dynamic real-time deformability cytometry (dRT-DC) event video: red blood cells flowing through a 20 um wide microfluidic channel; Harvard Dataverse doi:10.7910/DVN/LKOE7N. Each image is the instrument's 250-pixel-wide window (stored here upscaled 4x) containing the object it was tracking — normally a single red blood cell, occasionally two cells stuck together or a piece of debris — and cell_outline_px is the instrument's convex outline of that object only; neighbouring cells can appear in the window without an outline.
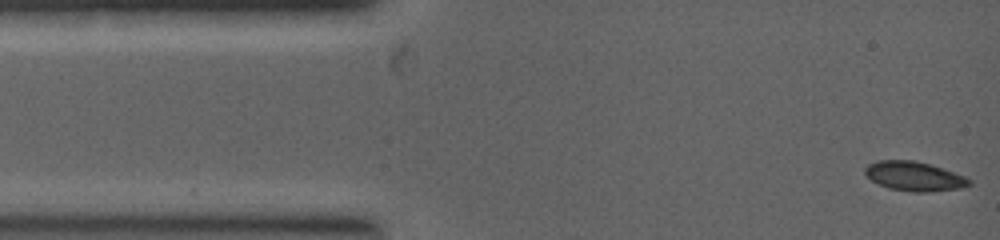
{"species": "common noctule bat (a hibernating species)", "species_latin": "Nyctalus noctula", "temperature_condition": "warm", "stored_images_in_passage": 26, "camera_frame_rate_fps": 5000, "um_per_image_px": 0.085, "animal": {"sex": "female", "body_mass_g": 19.0, "forearm_length_mm": 53.3}, "frame": {"image": 1, "passage_image": 1, "time_ms": 0.0, "image_size_px": [1000, 240], "cell_outline_px": [[972, 184], [960, 188], [924, 192], [912, 192], [888, 188], [872, 180], [864, 172], [864, 168], [868, 164], [876, 160], [916, 160], [964, 176], [972, 180]], "centroid_in_image_um": [77.69, 14.98], "position_along_channel_um": 7.3, "area_um2": 17.63}}
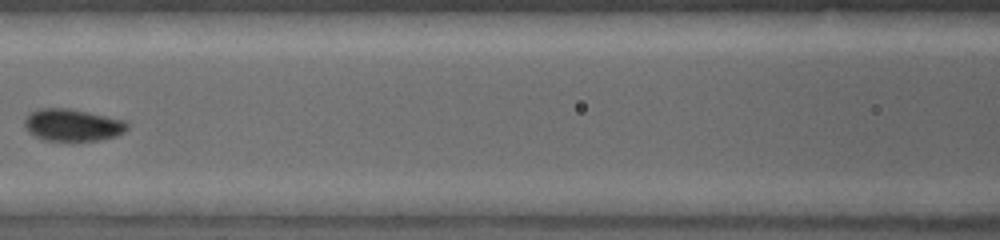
{"frame": {"image": 2, "passage_image": 11, "time_ms": 3.4, "image_size_px": [1000, 240], "cell_outline_px": [[128, 128], [124, 132], [116, 136], [100, 140], [44, 140], [28, 132], [24, 128], [24, 120], [32, 112], [40, 108], [68, 108], [128, 120]], "centroid_in_image_um": [6.2, 10.62], "position_along_channel_um": 160.4, "area_um2": 19.25}}
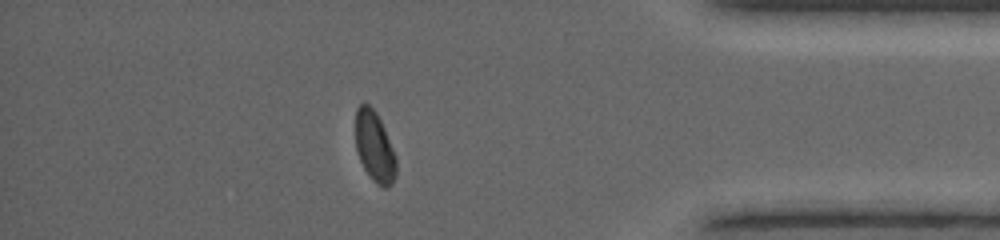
{"frame": {"image": 3, "passage_image": 21, "time_ms": 7.4, "image_size_px": [1000, 240], "cell_outline_px": [[396, 176], [392, 184], [388, 188], [384, 188], [376, 184], [372, 180], [364, 168], [360, 160], [356, 148], [356, 108], [360, 104], [368, 104], [376, 112], [384, 128], [396, 156]], "centroid_in_image_um": [31.85, 12.51], "position_along_channel_um": 403.4, "area_um2": 16.7}}